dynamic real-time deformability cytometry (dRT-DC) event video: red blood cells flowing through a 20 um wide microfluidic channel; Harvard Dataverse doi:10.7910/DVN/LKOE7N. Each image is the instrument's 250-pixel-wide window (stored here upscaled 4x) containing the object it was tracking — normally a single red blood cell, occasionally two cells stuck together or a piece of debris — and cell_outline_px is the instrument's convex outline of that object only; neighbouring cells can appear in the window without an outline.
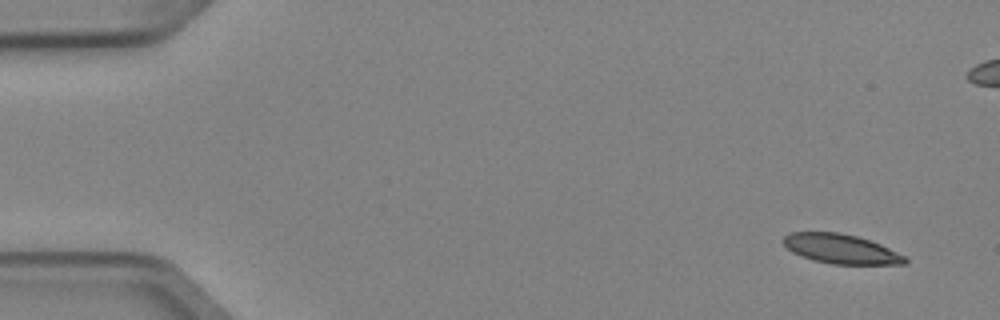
{"species": "Egyptian fruit bat (a non-hibernating species)", "species_latin": "Rousettus aegyptiacus", "temperature_condition": "cold", "stored_images_in_passage": 5, "camera_frame_rate_fps": 3000, "um_per_image_px": 0.085, "animal": {"sex": "female"}, "frame": {"image": 1, "passage_image": 1, "time_ms": 0.0, "image_size_px": [1000, 320], "cell_outline_px": [[908, 260], [904, 264], [832, 264], [812, 260], [800, 256], [792, 252], [784, 244], [784, 236], [792, 232], [840, 232], [856, 236], [880, 244], [904, 256]], "centroid_in_image_um": [71.45, 21.16], "position_along_channel_um": 13.5, "area_um2": 20.69}}